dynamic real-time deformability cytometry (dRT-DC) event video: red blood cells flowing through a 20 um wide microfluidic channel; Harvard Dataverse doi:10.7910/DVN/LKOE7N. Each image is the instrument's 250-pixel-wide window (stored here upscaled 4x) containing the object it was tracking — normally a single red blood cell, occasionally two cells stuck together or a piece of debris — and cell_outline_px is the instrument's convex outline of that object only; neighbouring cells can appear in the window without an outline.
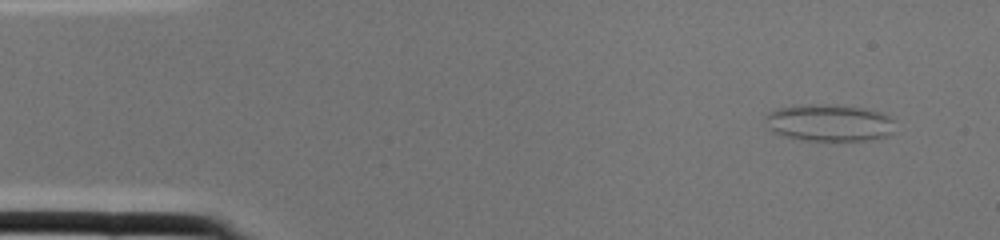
{"species": "common noctule bat (a hibernating species)", "species_latin": "Nyctalus noctula", "temperature_condition": "cold", "stored_images_in_passage": 1, "camera_frame_rate_fps": 3000, "um_per_image_px": 0.085, "animal": {"sex": "female", "body_mass_g": 22.0, "forearm_length_mm": 56.7}, "frame": {"image": 1, "passage_image": 1, "time_ms": 0.0, "image_size_px": [1000, 240], "cell_outline_px": [[892, 136], [864, 140], [800, 140], [772, 132], [768, 128], [764, 120], [764, 116], [768, 112], [780, 108], [808, 104], [836, 104], [864, 108], [880, 112], [888, 116], [892, 120]], "centroid_in_image_um": [70.45, 10.43], "position_along_channel_um": 14.5, "area_um2": 28.03}}